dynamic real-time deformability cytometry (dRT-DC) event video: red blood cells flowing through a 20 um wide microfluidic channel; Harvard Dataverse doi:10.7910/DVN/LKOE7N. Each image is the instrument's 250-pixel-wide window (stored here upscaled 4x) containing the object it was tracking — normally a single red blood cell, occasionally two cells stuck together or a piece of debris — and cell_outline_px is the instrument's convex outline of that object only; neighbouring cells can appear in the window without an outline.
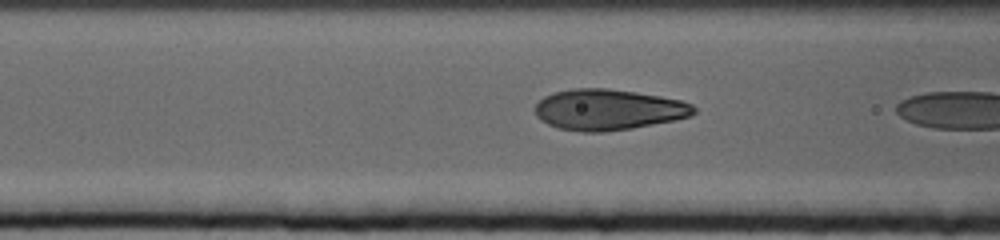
{"species": "human", "species_latin": "Homo sapiens", "temperature_condition": "cold", "stored_images_in_passage": 24, "camera_frame_rate_fps": 3000, "um_per_image_px": 0.085, "donor": {"sex": "female"}, "frame": {"image": 1, "passage_image": 21, "time_ms": 6.667, "image_size_px": [1000, 240], "cell_outline_px": [[696, 112], [692, 116], [676, 120], [632, 128], [604, 132], [584, 132], [560, 128], [548, 124], [540, 120], [536, 116], [536, 104], [544, 96], [552, 92], [572, 88], [608, 88], [636, 92], [660, 96], [680, 100], [692, 104], [696, 108]], "centroid_in_image_um": [51.72, 9.31], "position_along_channel_um": 114.9, "area_um2": 37.97}}